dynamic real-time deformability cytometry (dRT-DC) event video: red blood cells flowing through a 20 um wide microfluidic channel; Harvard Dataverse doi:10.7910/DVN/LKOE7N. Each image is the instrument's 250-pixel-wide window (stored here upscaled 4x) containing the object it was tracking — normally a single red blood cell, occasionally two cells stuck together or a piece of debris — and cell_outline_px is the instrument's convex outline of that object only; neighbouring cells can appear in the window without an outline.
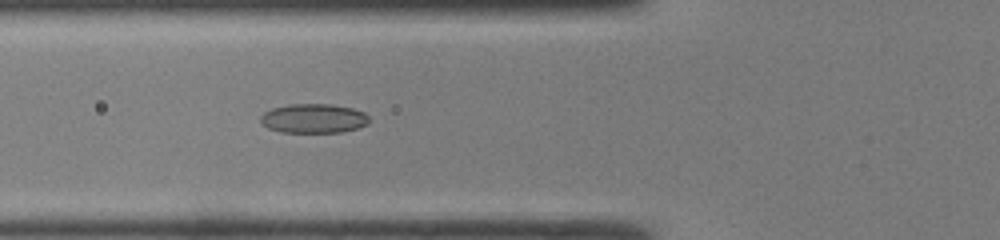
{"species": "common noctule bat (a hibernating species)", "species_latin": "Nyctalus noctula", "temperature_condition": "room temperature", "stored_images_in_passage": 47, "camera_frame_rate_fps": 3000, "um_per_image_px": 0.085, "animal": {"sex": "male", "body_mass_g": 19.0, "forearm_length_mm": 50.8}, "frame": {"image": 1, "passage_image": 18, "time_ms": 5.667, "image_size_px": [1000, 240], "cell_outline_px": [[368, 124], [356, 128], [340, 132], [280, 132], [268, 128], [260, 120], [260, 116], [264, 112], [272, 108], [288, 104], [332, 104], [352, 108], [364, 112], [368, 116]], "centroid_in_image_um": [26.64, 10.06], "position_along_channel_um": 99.2, "area_um2": 18.5}}
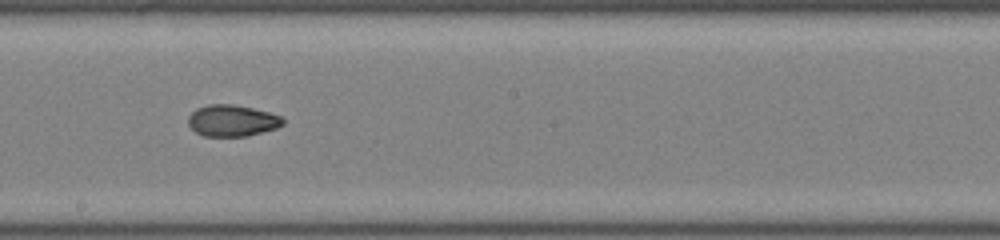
{"frame": {"image": 2, "passage_image": 27, "time_ms": 8.667, "image_size_px": [1000, 240], "cell_outline_px": [[284, 124], [276, 128], [248, 136], [204, 136], [196, 132], [188, 124], [188, 116], [196, 108], [208, 104], [232, 104], [252, 108], [268, 112], [280, 116], [284, 120]], "centroid_in_image_um": [19.71, 10.25], "position_along_channel_um": 228.5, "area_um2": 17.34}}
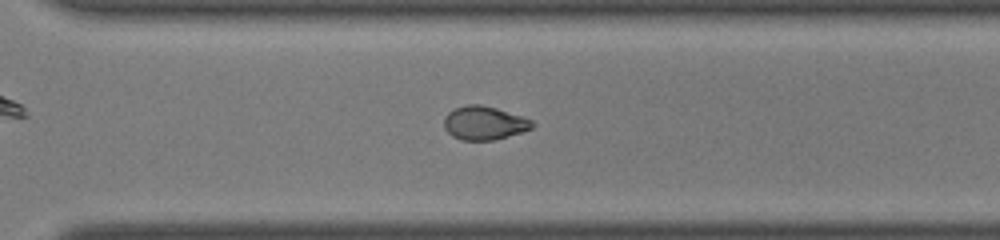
{"frame": {"image": 3, "passage_image": 34, "time_ms": 11.0, "image_size_px": [1000, 240], "cell_outline_px": [[536, 124], [532, 128], [496, 140], [460, 140], [452, 136], [444, 128], [444, 116], [448, 112], [456, 108], [468, 104], [480, 104], [496, 108], [532, 120]], "centroid_in_image_um": [41.13, 10.46], "position_along_channel_um": 329.5, "area_um2": 17.22}, "authors_computed_cell_mechanics": {"area_um2": 18.3226, "velocity_mm_per_s": 4.3167, "shape_relaxation_time_tau1_ms": 7.489, "shape_relaxation_time_tau2_ms": 1.996, "deformation_change_tau1": 0.1867, "deformation_change_tau2": 0.0656}}